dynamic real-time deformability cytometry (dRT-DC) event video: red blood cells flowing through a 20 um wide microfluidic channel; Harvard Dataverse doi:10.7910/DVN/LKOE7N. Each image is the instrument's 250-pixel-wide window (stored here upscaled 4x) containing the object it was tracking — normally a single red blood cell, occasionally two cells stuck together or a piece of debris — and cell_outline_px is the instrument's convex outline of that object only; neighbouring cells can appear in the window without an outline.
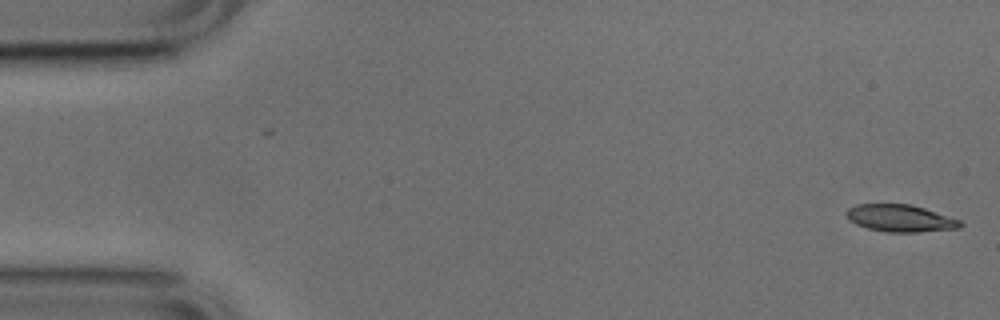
{"species": "common noctule bat (a hibernating species)", "species_latin": "Nyctalus noctula", "temperature_condition": "cold", "stored_images_in_passage": 2, "camera_frame_rate_fps": 3000, "um_per_image_px": 0.085, "animal": {"sex": "male", "body_mass_g": 17.9, "forearm_length_mm": 54.2}, "frame": {"image": 1, "passage_image": 2, "time_ms": 0.333, "image_size_px": [1000, 320], "cell_outline_px": [[964, 224], [960, 228], [920, 232], [888, 232], [868, 228], [856, 224], [848, 220], [844, 212], [848, 208], [856, 204], [912, 204], [960, 220]], "centroid_in_image_um": [76.5, 18.55], "position_along_channel_um": 8.5, "area_um2": 18.09}}